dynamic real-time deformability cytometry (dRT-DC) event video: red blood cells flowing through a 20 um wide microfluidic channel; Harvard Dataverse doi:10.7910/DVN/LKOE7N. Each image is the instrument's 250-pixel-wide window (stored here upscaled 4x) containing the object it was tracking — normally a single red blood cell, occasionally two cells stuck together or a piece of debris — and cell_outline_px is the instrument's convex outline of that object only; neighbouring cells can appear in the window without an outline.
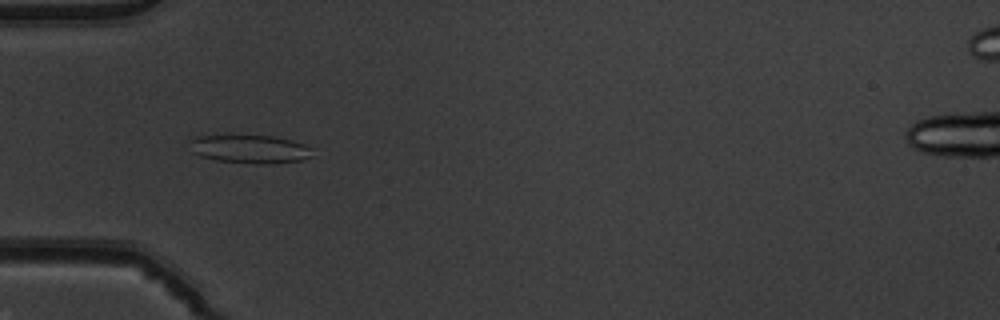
{"species": "common noctule bat (a hibernating species)", "species_latin": "Nyctalus noctula", "temperature_condition": "warm", "stored_images_in_passage": 51, "camera_frame_rate_fps": 3000, "um_per_image_px": 0.085, "animal": {"sex": "male", "body_mass_g": 19.5, "forearm_length_mm": 54.6}, "frame": {"image": 1, "passage_image": 16, "time_ms": 5.0, "image_size_px": [1000, 320], "cell_outline_px": [[312, 156], [300, 160], [272, 164], [252, 164], [216, 160], [200, 156], [192, 152], [192, 140], [196, 136], [272, 136], [292, 140], [304, 144], [312, 148]], "centroid_in_image_um": [21.29, 12.69], "position_along_channel_um": 63.7, "area_um2": 20.11}}
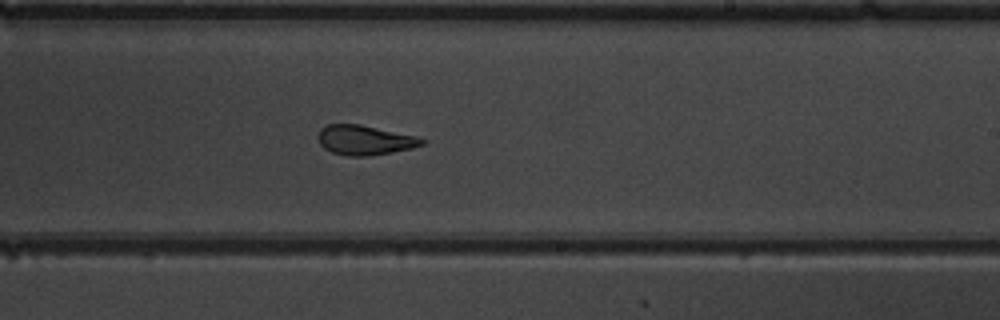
{"frame": {"image": 2, "passage_image": 31, "time_ms": 10.0, "image_size_px": [1000, 320], "cell_outline_px": [[428, 140], [424, 144], [412, 148], [392, 152], [368, 156], [348, 156], [332, 152], [324, 148], [320, 144], [316, 136], [320, 128], [324, 124], [360, 124], [416, 136]], "centroid_in_image_um": [30.98, 11.9], "position_along_channel_um": 258.0, "area_um2": 18.15}}
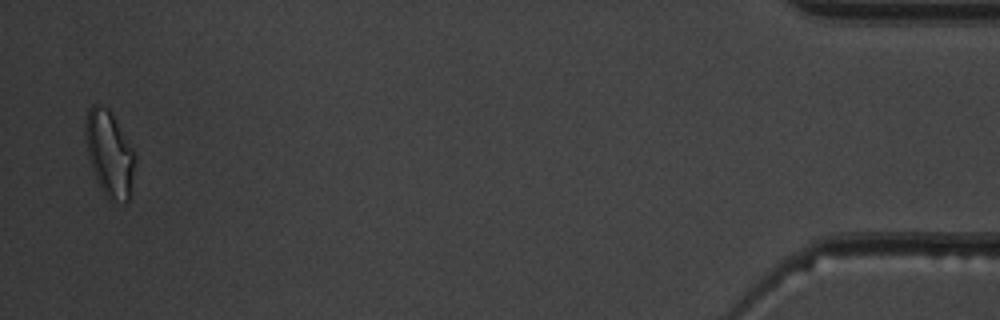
{"frame": {"image": 3, "passage_image": 50, "time_ms": 16.333, "image_size_px": [1000, 320], "cell_outline_px": [[136, 156], [128, 200], [124, 204], [108, 200], [100, 188], [92, 168], [88, 152], [84, 132], [84, 120], [88, 108], [92, 104], [100, 104], [108, 108], [132, 148]], "centroid_in_image_um": [9.27, 13.05], "position_along_channel_um": 425.9, "area_um2": 24.62}, "authors_computed_cell_mechanics": {"area_um2": 19.9988, "velocity_mm_per_s": 3.9366, "shape_relaxation_time_tau1_ms": 8.4568, "shape_relaxation_time_tau2_ms": 1.3507, "deformation_change_tau1": 0.2313, "deformation_change_tau2": 0.0993}}